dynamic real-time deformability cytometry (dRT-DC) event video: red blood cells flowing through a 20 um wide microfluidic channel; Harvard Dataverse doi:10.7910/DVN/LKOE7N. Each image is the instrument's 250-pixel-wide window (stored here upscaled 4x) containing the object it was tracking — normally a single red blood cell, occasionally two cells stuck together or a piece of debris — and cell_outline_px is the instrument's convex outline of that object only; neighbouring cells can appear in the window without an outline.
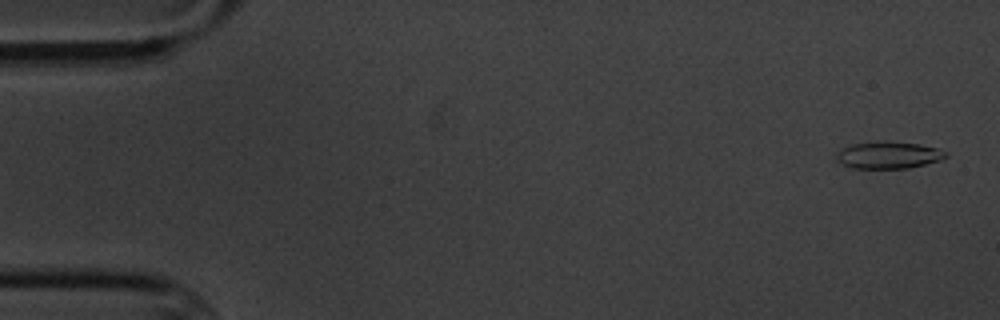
{"species": "common noctule bat (a hibernating species)", "species_latin": "Nyctalus noctula", "temperature_condition": "cold", "stored_images_in_passage": 5, "camera_frame_rate_fps": 3000, "um_per_image_px": 0.085, "animal": {"sex": "male", "body_mass_g": 20.1, "forearm_length_mm": 53.5}, "frame": {"image": 1, "passage_image": 1, "time_ms": 0.0, "image_size_px": [1000, 320], "cell_outline_px": [[948, 156], [940, 160], [908, 168], [852, 168], [840, 164], [832, 160], [836, 152], [840, 148], [856, 144], [920, 144], [936, 148], [948, 152]], "centroid_in_image_um": [75.45, 13.24], "position_along_channel_um": 9.5, "area_um2": 16.59}}